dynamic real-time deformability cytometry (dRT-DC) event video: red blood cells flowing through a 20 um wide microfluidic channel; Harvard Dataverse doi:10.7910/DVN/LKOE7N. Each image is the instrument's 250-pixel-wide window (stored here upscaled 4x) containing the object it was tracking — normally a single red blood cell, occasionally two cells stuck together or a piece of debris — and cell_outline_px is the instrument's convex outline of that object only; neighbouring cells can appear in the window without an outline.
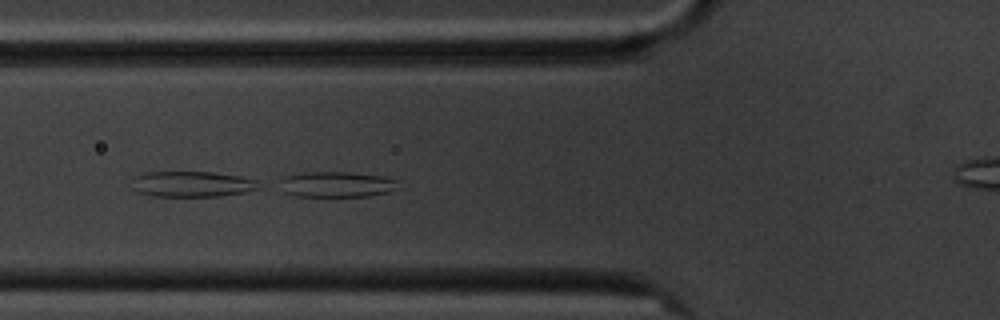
{"species": "common noctule bat (a hibernating species)", "species_latin": "Nyctalus noctula", "temperature_condition": "cold", "stored_images_in_passage": 7, "segment_of_instrument_passage": [1, 2], "camera_frame_rate_fps": 3000, "um_per_image_px": 0.085, "animal": {"sex": "male", "body_mass_g": 20.1, "forearm_length_mm": 53.5}, "frame": {"image": 1, "passage_image": 6, "time_ms": 7.0, "image_size_px": [1000, 320], "cell_outline_px": [[400, 188], [388, 192], [368, 196], [296, 196], [284, 192], [284, 180], [288, 176], [304, 172], [348, 172], [384, 176], [396, 180]], "centroid_in_image_um": [28.73, 15.67], "position_along_channel_um": 97.1, "area_um2": 17.34}}